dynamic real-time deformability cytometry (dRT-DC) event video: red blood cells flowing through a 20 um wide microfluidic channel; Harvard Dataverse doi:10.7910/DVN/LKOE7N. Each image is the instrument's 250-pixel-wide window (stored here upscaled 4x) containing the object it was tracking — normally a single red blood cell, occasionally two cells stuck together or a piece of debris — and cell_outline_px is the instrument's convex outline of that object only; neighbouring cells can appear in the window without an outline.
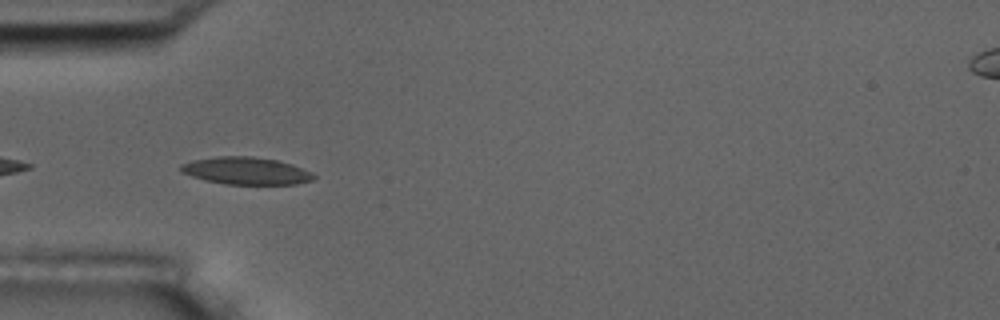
{"species": "common noctule bat (a hibernating species)", "species_latin": "Nyctalus noctula", "temperature_condition": "room temperature", "stored_images_in_passage": 9, "camera_frame_rate_fps": 3000, "um_per_image_px": 0.085, "animal": {"sex": "male", "body_mass_g": 17.5, "forearm_length_mm": 52.3}, "frame": {"image": 1, "passage_image": 4, "time_ms": 3.333, "image_size_px": [1000, 320], "cell_outline_px": [[316, 176], [312, 180], [296, 184], [224, 184], [204, 180], [180, 172], [180, 164], [192, 160], [216, 156], [252, 156], [276, 160], [292, 164], [312, 172]], "centroid_in_image_um": [20.89, 14.51], "position_along_channel_um": 64.1, "area_um2": 21.27}}
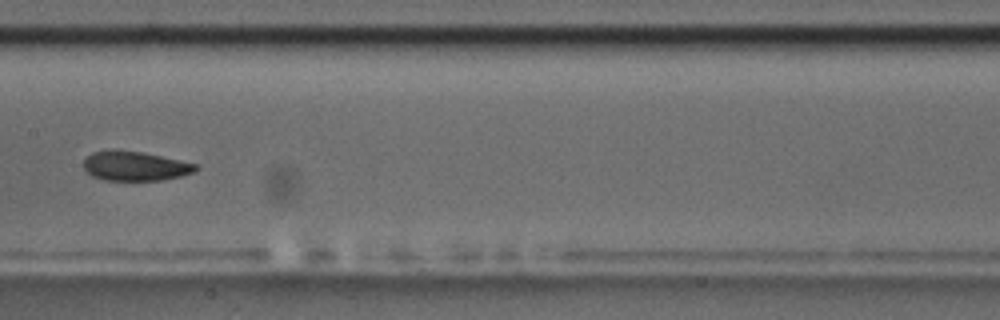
{"frame": {"image": 2, "passage_image": 7, "time_ms": 7.0, "image_size_px": [1000, 320], "cell_outline_px": [[200, 168], [196, 172], [180, 176], [160, 180], [104, 180], [92, 176], [84, 168], [84, 160], [92, 152], [144, 152], [180, 160], [196, 164]], "centroid_in_image_um": [11.55, 14.14], "position_along_channel_um": 195.9, "area_um2": 18.73}}
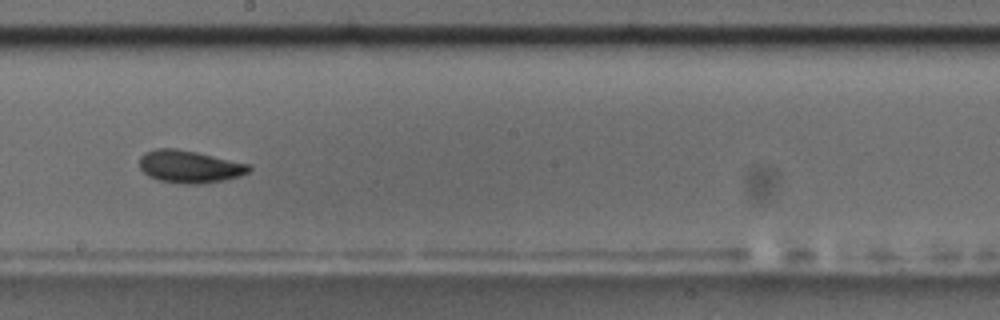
{"frame": {"image": 3, "passage_image": 8, "time_ms": 8.0, "image_size_px": [1000, 320], "cell_outline_px": [[252, 168], [248, 172], [240, 176], [224, 180], [200, 184], [180, 184], [160, 180], [148, 176], [140, 168], [140, 156], [144, 152], [156, 148], [176, 148], [196, 152], [252, 164]], "centroid_in_image_um": [16.13, 14.16], "position_along_channel_um": 232.1, "area_um2": 20.92}}